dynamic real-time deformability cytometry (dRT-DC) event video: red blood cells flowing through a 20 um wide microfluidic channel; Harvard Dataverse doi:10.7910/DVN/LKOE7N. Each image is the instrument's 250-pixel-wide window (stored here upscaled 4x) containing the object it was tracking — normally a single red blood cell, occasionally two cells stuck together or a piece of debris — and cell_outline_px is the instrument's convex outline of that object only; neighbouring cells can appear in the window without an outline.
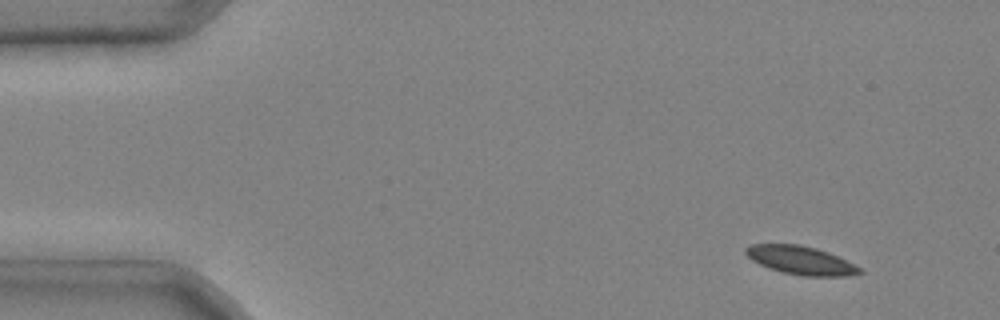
{"species": "common noctule bat (a hibernating species)", "species_latin": "Nyctalus noctula", "temperature_condition": "cold", "stored_images_in_passage": 5, "camera_frame_rate_fps": 3000, "um_per_image_px": 0.085, "animal": {"sex": "male", "body_mass_g": 20.4}, "frame": {"image": 1, "passage_image": 2, "time_ms": 0.333, "image_size_px": [1000, 320], "cell_outline_px": [[864, 272], [848, 276], [804, 276], [784, 272], [768, 268], [752, 260], [744, 252], [744, 248], [748, 244], [800, 244], [816, 248], [828, 252], [860, 268]], "centroid_in_image_um": [68.02, 22.12], "position_along_channel_um": 17.0, "area_um2": 18.73}}